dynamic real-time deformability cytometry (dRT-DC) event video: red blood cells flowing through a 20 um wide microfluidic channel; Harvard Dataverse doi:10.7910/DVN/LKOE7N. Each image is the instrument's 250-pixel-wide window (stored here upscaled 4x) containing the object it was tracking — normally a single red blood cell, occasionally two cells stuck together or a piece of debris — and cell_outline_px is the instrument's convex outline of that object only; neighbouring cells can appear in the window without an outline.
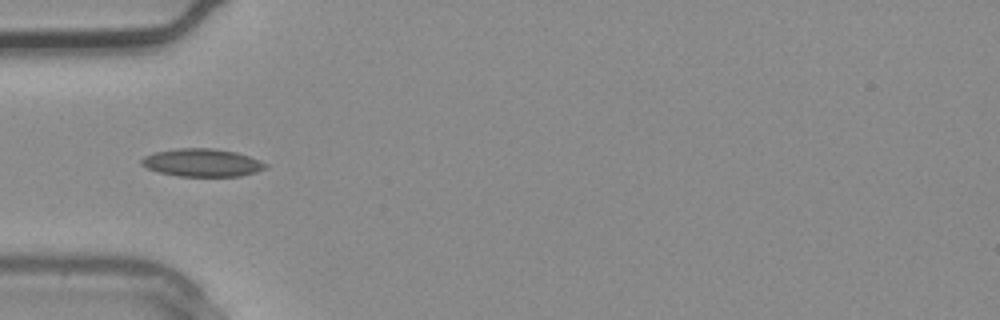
{"species": "common noctule bat (a hibernating species)", "species_latin": "Nyctalus noctula", "temperature_condition": "warm", "stored_images_in_passage": 3, "camera_frame_rate_fps": 3000, "um_per_image_px": 0.085, "animal": {"sex": "male", "body_mass_g": 20.4}, "frame": {"image": 1, "passage_image": 3, "time_ms": 0.667, "image_size_px": [1000, 320], "cell_outline_px": [[268, 168], [256, 172], [240, 176], [176, 176], [160, 172], [148, 168], [140, 164], [140, 160], [144, 156], [156, 152], [180, 148], [212, 148], [236, 152], [260, 160], [268, 164]], "centroid_in_image_um": [17.21, 13.83], "position_along_channel_um": 67.8, "area_um2": 20.11}}